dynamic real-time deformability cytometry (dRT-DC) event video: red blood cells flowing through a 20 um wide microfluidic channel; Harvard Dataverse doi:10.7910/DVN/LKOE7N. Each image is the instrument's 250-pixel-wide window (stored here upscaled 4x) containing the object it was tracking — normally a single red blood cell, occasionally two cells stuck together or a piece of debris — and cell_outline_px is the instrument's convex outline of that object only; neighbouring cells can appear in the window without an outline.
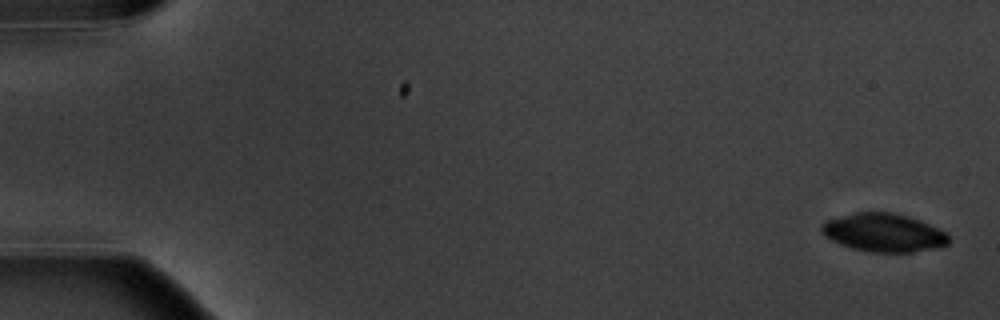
{"species": "common noctule bat (a hibernating species)", "species_latin": "Nyctalus noctula", "temperature_condition": "warm", "stored_images_in_passage": 5, "camera_frame_rate_fps": 3000, "um_per_image_px": 0.085, "animal": {"sex": "male", "body_mass_g": 20.1, "forearm_length_mm": 53.5}, "frame": {"image": 1, "passage_image": 1, "time_ms": 0.0, "image_size_px": [1000, 320], "cell_outline_px": [[948, 244], [944, 248], [912, 252], [872, 252], [852, 248], [840, 244], [824, 236], [820, 228], [820, 224], [824, 220], [856, 212], [892, 212], [908, 216], [928, 224], [944, 232], [948, 236]], "centroid_in_image_um": [75.09, 19.78], "position_along_channel_um": 9.9, "area_um2": 28.5}}
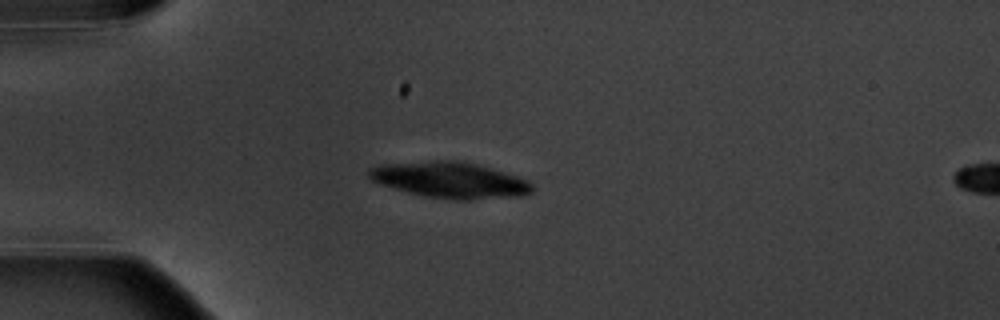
{"frame": {"image": 2, "passage_image": 5, "time_ms": 4.667, "image_size_px": [1000, 320], "cell_outline_px": [[532, 192], [520, 196], [472, 200], [456, 200], [424, 196], [408, 192], [380, 184], [372, 180], [368, 176], [368, 168], [384, 164], [432, 160], [456, 160], [476, 164], [504, 172], [528, 180], [532, 184]], "centroid_in_image_um": [38.24, 15.3], "position_along_channel_um": 46.8, "area_um2": 34.22}}